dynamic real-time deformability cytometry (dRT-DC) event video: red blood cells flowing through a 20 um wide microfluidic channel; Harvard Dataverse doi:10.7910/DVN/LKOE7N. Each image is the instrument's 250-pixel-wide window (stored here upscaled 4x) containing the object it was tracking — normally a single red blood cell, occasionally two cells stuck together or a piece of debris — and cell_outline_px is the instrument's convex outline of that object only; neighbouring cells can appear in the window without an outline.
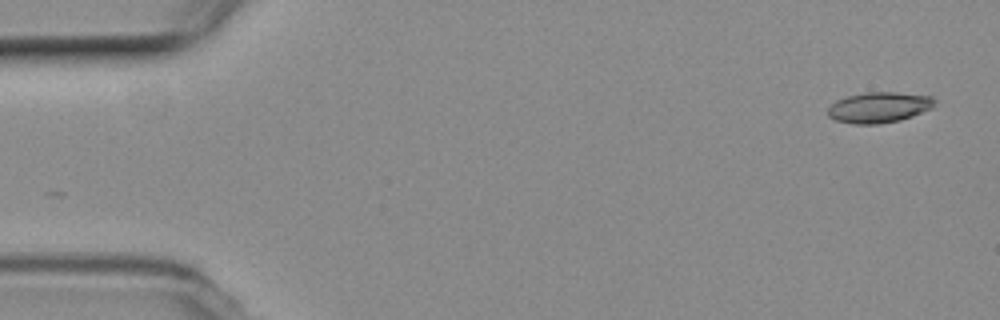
{"species": "common noctule bat (a hibernating species)", "species_latin": "Nyctalus noctula", "temperature_condition": "room temperature", "stored_images_in_passage": 49, "camera_frame_rate_fps": 3000, "um_per_image_px": 0.085, "animal": {"sex": "female", "body_mass_g": 19.3, "forearm_length_mm": 54.1}, "frame": {"image": 1, "passage_image": 1, "time_ms": 0.0, "image_size_px": [1000, 320], "cell_outline_px": [[936, 100], [932, 108], [912, 116], [900, 120], [876, 124], [852, 124], [836, 120], [828, 116], [828, 108], [836, 100], [848, 96], [864, 92], [896, 92], [932, 96]], "centroid_in_image_um": [74.72, 9.12], "position_along_channel_um": 10.3, "area_um2": 19.07}}
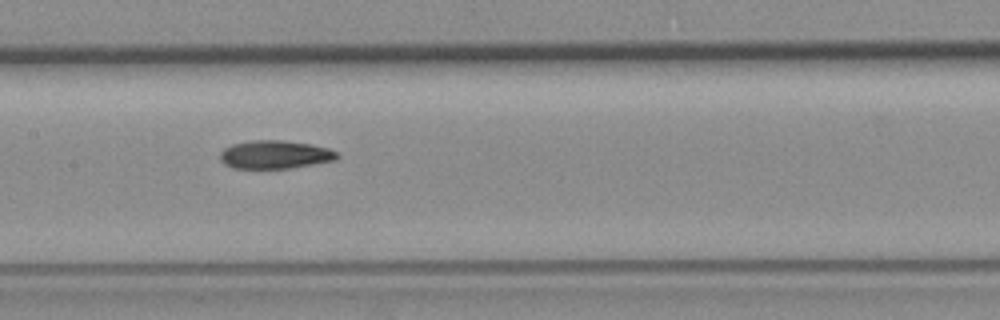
{"frame": {"image": 2, "passage_image": 25, "time_ms": 8.0, "image_size_px": [1000, 320], "cell_outline_px": [[340, 156], [336, 160], [288, 168], [232, 168], [224, 164], [220, 160], [220, 152], [224, 148], [232, 144], [252, 140], [280, 140], [312, 144], [328, 148], [336, 152]], "centroid_in_image_um": [23.35, 13.13], "position_along_channel_um": 184.0, "area_um2": 19.25}}
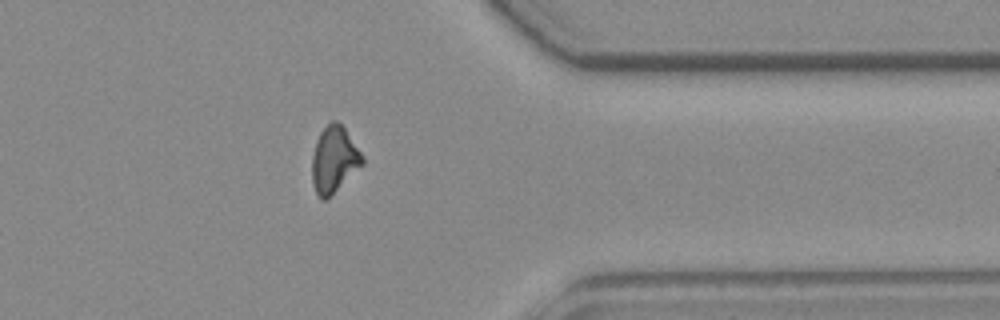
{"frame": {"image": 3, "passage_image": 42, "time_ms": 13.667, "image_size_px": [1000, 320], "cell_outline_px": [[364, 164], [324, 200], [316, 192], [312, 180], [312, 156], [316, 140], [320, 132], [332, 120], [336, 120], [344, 128], [364, 156]], "centroid_in_image_um": [28.4, 13.52], "position_along_channel_um": 383.0, "area_um2": 19.02}, "authors_computed_cell_mechanics": {"area_um2": 19.1896, "velocity_mm_per_s": 3.7562, "shape_relaxation_time_tau1_ms": null, "shape_relaxation_time_tau2_ms": 9.3975, "deformation_change_tau1": null, "deformation_change_tau2": 0.1942}}